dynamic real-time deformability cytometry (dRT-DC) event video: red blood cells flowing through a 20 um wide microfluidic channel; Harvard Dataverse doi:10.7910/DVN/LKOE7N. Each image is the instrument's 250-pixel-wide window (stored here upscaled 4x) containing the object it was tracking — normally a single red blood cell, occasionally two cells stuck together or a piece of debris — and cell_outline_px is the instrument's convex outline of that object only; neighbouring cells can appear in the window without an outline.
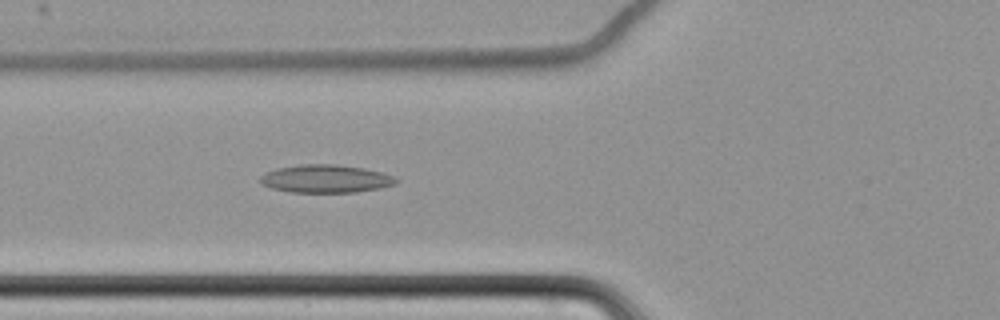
{"species": "common noctule bat (a hibernating species)", "species_latin": "Nyctalus noctula", "temperature_condition": "cold", "stored_images_in_passage": 62, "camera_frame_rate_fps": 3000, "um_per_image_px": 0.085, "animal": {"sex": "female", "body_mass_g": 22.7, "forearm_length_mm": 54.2}, "frame": {"image": 1, "passage_image": 26, "time_ms": 8.333, "image_size_px": [1000, 320], "cell_outline_px": [[400, 180], [396, 184], [380, 188], [356, 192], [288, 192], [272, 188], [260, 184], [260, 176], [276, 168], [300, 164], [336, 164], [364, 168], [380, 172], [392, 176]], "centroid_in_image_um": [27.68, 15.19], "position_along_channel_um": 98.1, "area_um2": 22.2}}
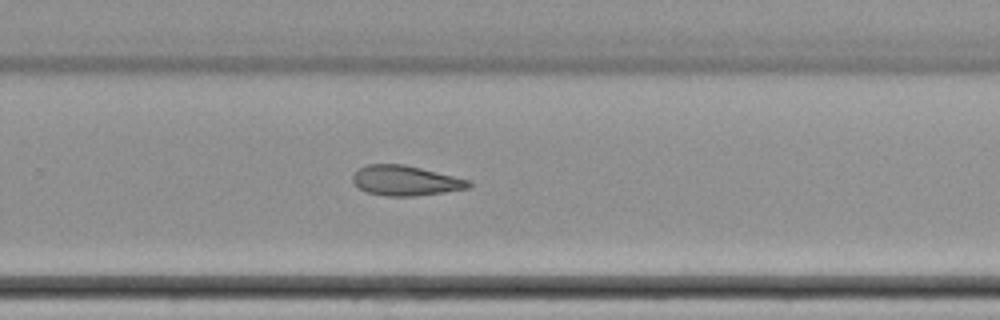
{"frame": {"image": 2, "passage_image": 43, "time_ms": 14.0, "image_size_px": [1000, 320], "cell_outline_px": [[472, 188], [444, 192], [412, 196], [384, 196], [368, 192], [360, 188], [352, 180], [352, 176], [360, 168], [368, 164], [404, 164], [472, 180]], "centroid_in_image_um": [34.53, 15.35], "position_along_channel_um": 295.3, "area_um2": 20.29}}
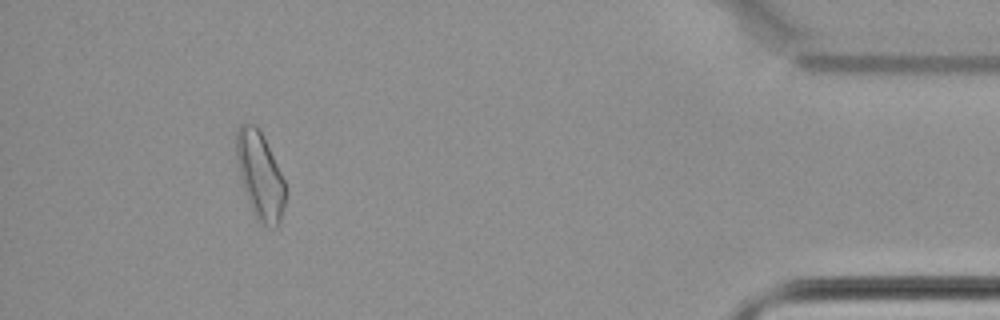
{"frame": {"image": 3, "passage_image": 58, "time_ms": 19.0, "image_size_px": [1000, 320], "cell_outline_px": [[288, 192], [280, 220], [276, 228], [264, 228], [256, 220], [252, 212], [244, 188], [240, 172], [236, 152], [236, 128], [240, 124], [256, 124], [284, 180]], "centroid_in_image_um": [22.12, 15.0], "position_along_channel_um": 413.1, "area_um2": 24.68}}